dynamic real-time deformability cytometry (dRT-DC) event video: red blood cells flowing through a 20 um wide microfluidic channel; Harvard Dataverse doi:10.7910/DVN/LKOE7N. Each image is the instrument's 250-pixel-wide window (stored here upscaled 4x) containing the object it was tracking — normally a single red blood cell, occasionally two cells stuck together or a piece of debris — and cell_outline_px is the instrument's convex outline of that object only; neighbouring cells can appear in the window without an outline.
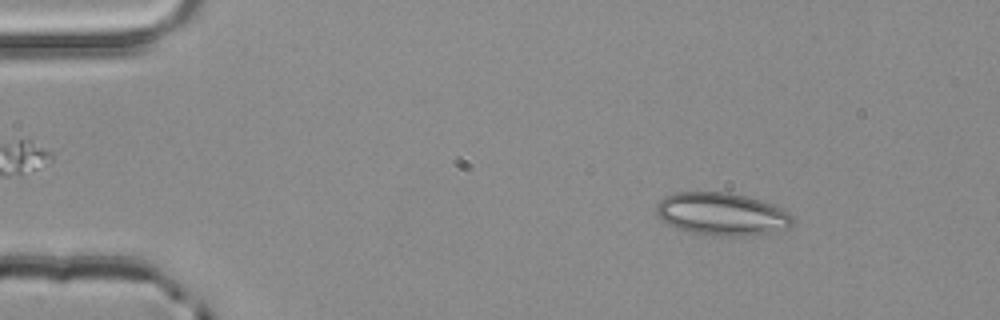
{"species": "common noctule bat (a hibernating species)", "species_latin": "Nyctalus noctula", "temperature_condition": "room temperature", "stored_images_in_passage": 3, "camera_frame_rate_fps": 3000, "um_per_image_px": 0.085, "animal": {"sex": "male", "body_mass_g": 20.4}, "frame": {"image": 1, "passage_image": 1, "time_ms": 0.0, "image_size_px": [1000, 320], "cell_outline_px": [[792, 224], [788, 228], [768, 232], [740, 236], [704, 236], [668, 224], [660, 220], [656, 212], [656, 204], [664, 196], [676, 192], [728, 192], [748, 196], [784, 208], [792, 216]], "centroid_in_image_um": [61.33, 18.18], "position_along_channel_um": 23.7, "area_um2": 34.04}}